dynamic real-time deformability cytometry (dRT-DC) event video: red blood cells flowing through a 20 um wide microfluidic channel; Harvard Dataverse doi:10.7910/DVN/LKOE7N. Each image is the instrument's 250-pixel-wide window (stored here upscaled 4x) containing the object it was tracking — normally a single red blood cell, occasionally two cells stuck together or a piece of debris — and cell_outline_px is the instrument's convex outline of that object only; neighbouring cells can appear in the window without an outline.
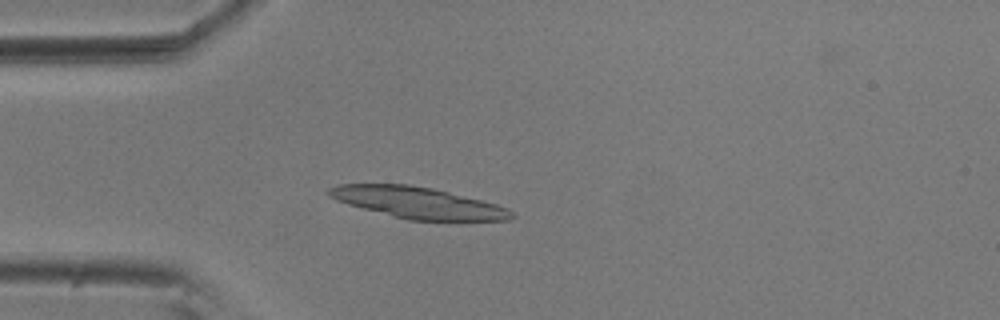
{"species": "common noctule bat (a hibernating species)", "species_latin": "Nyctalus noctula", "temperature_condition": "room temperature", "stored_images_in_passage": 55, "camera_frame_rate_fps": 3000, "um_per_image_px": 0.085, "animal": {"sex": "male", "body_mass_g": 20.5, "forearm_length_mm": 52.5}, "frame": {"image": 1, "passage_image": 15, "time_ms": 4.667, "image_size_px": [1000, 320], "cell_outline_px": [[516, 216], [508, 220], [408, 220], [348, 204], [336, 200], [328, 196], [328, 188], [336, 184], [408, 184], [432, 188], [496, 204], [508, 208]], "centroid_in_image_um": [35.5, 17.22], "position_along_channel_um": 49.5, "area_um2": 32.95}}